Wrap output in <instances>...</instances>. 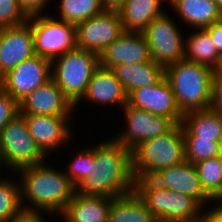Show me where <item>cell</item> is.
<instances>
[{
    "mask_svg": "<svg viewBox=\"0 0 222 222\" xmlns=\"http://www.w3.org/2000/svg\"><path fill=\"white\" fill-rule=\"evenodd\" d=\"M94 172L76 192L85 196L116 198L134 192L131 151L114 138L94 146Z\"/></svg>",
    "mask_w": 222,
    "mask_h": 222,
    "instance_id": "cell-1",
    "label": "cell"
},
{
    "mask_svg": "<svg viewBox=\"0 0 222 222\" xmlns=\"http://www.w3.org/2000/svg\"><path fill=\"white\" fill-rule=\"evenodd\" d=\"M19 114V103L0 86V133Z\"/></svg>",
    "mask_w": 222,
    "mask_h": 222,
    "instance_id": "cell-33",
    "label": "cell"
},
{
    "mask_svg": "<svg viewBox=\"0 0 222 222\" xmlns=\"http://www.w3.org/2000/svg\"><path fill=\"white\" fill-rule=\"evenodd\" d=\"M214 1L217 3L220 13L222 15V0H214Z\"/></svg>",
    "mask_w": 222,
    "mask_h": 222,
    "instance_id": "cell-40",
    "label": "cell"
},
{
    "mask_svg": "<svg viewBox=\"0 0 222 222\" xmlns=\"http://www.w3.org/2000/svg\"><path fill=\"white\" fill-rule=\"evenodd\" d=\"M163 0H125L118 8L124 32H143L149 23L162 15Z\"/></svg>",
    "mask_w": 222,
    "mask_h": 222,
    "instance_id": "cell-22",
    "label": "cell"
},
{
    "mask_svg": "<svg viewBox=\"0 0 222 222\" xmlns=\"http://www.w3.org/2000/svg\"><path fill=\"white\" fill-rule=\"evenodd\" d=\"M113 199L103 196H85L75 192L61 214L65 222H108Z\"/></svg>",
    "mask_w": 222,
    "mask_h": 222,
    "instance_id": "cell-20",
    "label": "cell"
},
{
    "mask_svg": "<svg viewBox=\"0 0 222 222\" xmlns=\"http://www.w3.org/2000/svg\"><path fill=\"white\" fill-rule=\"evenodd\" d=\"M204 29L209 33L217 51L222 56V19Z\"/></svg>",
    "mask_w": 222,
    "mask_h": 222,
    "instance_id": "cell-36",
    "label": "cell"
},
{
    "mask_svg": "<svg viewBox=\"0 0 222 222\" xmlns=\"http://www.w3.org/2000/svg\"><path fill=\"white\" fill-rule=\"evenodd\" d=\"M161 188L188 195L201 206L212 200L201 186L195 164L184 161L181 164L159 170L150 178Z\"/></svg>",
    "mask_w": 222,
    "mask_h": 222,
    "instance_id": "cell-16",
    "label": "cell"
},
{
    "mask_svg": "<svg viewBox=\"0 0 222 222\" xmlns=\"http://www.w3.org/2000/svg\"><path fill=\"white\" fill-rule=\"evenodd\" d=\"M218 71L222 74V62H221V65H220Z\"/></svg>",
    "mask_w": 222,
    "mask_h": 222,
    "instance_id": "cell-43",
    "label": "cell"
},
{
    "mask_svg": "<svg viewBox=\"0 0 222 222\" xmlns=\"http://www.w3.org/2000/svg\"><path fill=\"white\" fill-rule=\"evenodd\" d=\"M219 143H220V146H221V149H222V131H221V134H220Z\"/></svg>",
    "mask_w": 222,
    "mask_h": 222,
    "instance_id": "cell-42",
    "label": "cell"
},
{
    "mask_svg": "<svg viewBox=\"0 0 222 222\" xmlns=\"http://www.w3.org/2000/svg\"><path fill=\"white\" fill-rule=\"evenodd\" d=\"M151 60L149 45L143 32H124L99 55V65L108 69L121 64Z\"/></svg>",
    "mask_w": 222,
    "mask_h": 222,
    "instance_id": "cell-15",
    "label": "cell"
},
{
    "mask_svg": "<svg viewBox=\"0 0 222 222\" xmlns=\"http://www.w3.org/2000/svg\"><path fill=\"white\" fill-rule=\"evenodd\" d=\"M30 135L42 153L59 148L70 139L69 115H23ZM59 146V147H58Z\"/></svg>",
    "mask_w": 222,
    "mask_h": 222,
    "instance_id": "cell-17",
    "label": "cell"
},
{
    "mask_svg": "<svg viewBox=\"0 0 222 222\" xmlns=\"http://www.w3.org/2000/svg\"><path fill=\"white\" fill-rule=\"evenodd\" d=\"M169 3L189 27L202 29L222 19L214 0H169Z\"/></svg>",
    "mask_w": 222,
    "mask_h": 222,
    "instance_id": "cell-24",
    "label": "cell"
},
{
    "mask_svg": "<svg viewBox=\"0 0 222 222\" xmlns=\"http://www.w3.org/2000/svg\"><path fill=\"white\" fill-rule=\"evenodd\" d=\"M34 55L33 32L28 22L0 28V79Z\"/></svg>",
    "mask_w": 222,
    "mask_h": 222,
    "instance_id": "cell-14",
    "label": "cell"
},
{
    "mask_svg": "<svg viewBox=\"0 0 222 222\" xmlns=\"http://www.w3.org/2000/svg\"><path fill=\"white\" fill-rule=\"evenodd\" d=\"M18 171L23 174L20 184L21 203L25 197L32 205L31 208L22 206L26 213H41L42 210H45L44 213H61L76 192L66 172L52 169L44 162Z\"/></svg>",
    "mask_w": 222,
    "mask_h": 222,
    "instance_id": "cell-2",
    "label": "cell"
},
{
    "mask_svg": "<svg viewBox=\"0 0 222 222\" xmlns=\"http://www.w3.org/2000/svg\"><path fill=\"white\" fill-rule=\"evenodd\" d=\"M124 33L117 8L101 13L76 25L77 47L98 56Z\"/></svg>",
    "mask_w": 222,
    "mask_h": 222,
    "instance_id": "cell-10",
    "label": "cell"
},
{
    "mask_svg": "<svg viewBox=\"0 0 222 222\" xmlns=\"http://www.w3.org/2000/svg\"><path fill=\"white\" fill-rule=\"evenodd\" d=\"M184 139H211L218 141L222 131V114L211 108L184 114L182 119Z\"/></svg>",
    "mask_w": 222,
    "mask_h": 222,
    "instance_id": "cell-23",
    "label": "cell"
},
{
    "mask_svg": "<svg viewBox=\"0 0 222 222\" xmlns=\"http://www.w3.org/2000/svg\"><path fill=\"white\" fill-rule=\"evenodd\" d=\"M20 191L12 180H0V222H11L24 212Z\"/></svg>",
    "mask_w": 222,
    "mask_h": 222,
    "instance_id": "cell-29",
    "label": "cell"
},
{
    "mask_svg": "<svg viewBox=\"0 0 222 222\" xmlns=\"http://www.w3.org/2000/svg\"><path fill=\"white\" fill-rule=\"evenodd\" d=\"M41 213H26L23 212L20 216L13 219L11 222H44Z\"/></svg>",
    "mask_w": 222,
    "mask_h": 222,
    "instance_id": "cell-38",
    "label": "cell"
},
{
    "mask_svg": "<svg viewBox=\"0 0 222 222\" xmlns=\"http://www.w3.org/2000/svg\"><path fill=\"white\" fill-rule=\"evenodd\" d=\"M19 6L24 12L30 16L34 14H41V10L44 9L48 0H17Z\"/></svg>",
    "mask_w": 222,
    "mask_h": 222,
    "instance_id": "cell-35",
    "label": "cell"
},
{
    "mask_svg": "<svg viewBox=\"0 0 222 222\" xmlns=\"http://www.w3.org/2000/svg\"><path fill=\"white\" fill-rule=\"evenodd\" d=\"M83 99L100 105L124 106L127 104L128 95L113 70L99 65L92 74Z\"/></svg>",
    "mask_w": 222,
    "mask_h": 222,
    "instance_id": "cell-19",
    "label": "cell"
},
{
    "mask_svg": "<svg viewBox=\"0 0 222 222\" xmlns=\"http://www.w3.org/2000/svg\"><path fill=\"white\" fill-rule=\"evenodd\" d=\"M188 45L184 47V59L203 64L217 71L222 62V56L217 51L209 33L204 29L198 30L187 38Z\"/></svg>",
    "mask_w": 222,
    "mask_h": 222,
    "instance_id": "cell-25",
    "label": "cell"
},
{
    "mask_svg": "<svg viewBox=\"0 0 222 222\" xmlns=\"http://www.w3.org/2000/svg\"><path fill=\"white\" fill-rule=\"evenodd\" d=\"M28 17L17 0H0V28L20 26Z\"/></svg>",
    "mask_w": 222,
    "mask_h": 222,
    "instance_id": "cell-32",
    "label": "cell"
},
{
    "mask_svg": "<svg viewBox=\"0 0 222 222\" xmlns=\"http://www.w3.org/2000/svg\"><path fill=\"white\" fill-rule=\"evenodd\" d=\"M213 74L210 67L185 59L165 68V77L183 114L210 108Z\"/></svg>",
    "mask_w": 222,
    "mask_h": 222,
    "instance_id": "cell-3",
    "label": "cell"
},
{
    "mask_svg": "<svg viewBox=\"0 0 222 222\" xmlns=\"http://www.w3.org/2000/svg\"><path fill=\"white\" fill-rule=\"evenodd\" d=\"M107 8H118L125 0H102Z\"/></svg>",
    "mask_w": 222,
    "mask_h": 222,
    "instance_id": "cell-39",
    "label": "cell"
},
{
    "mask_svg": "<svg viewBox=\"0 0 222 222\" xmlns=\"http://www.w3.org/2000/svg\"><path fill=\"white\" fill-rule=\"evenodd\" d=\"M134 192L158 222H197L201 205L192 197L159 187L150 178L136 179ZM200 211V212H199Z\"/></svg>",
    "mask_w": 222,
    "mask_h": 222,
    "instance_id": "cell-5",
    "label": "cell"
},
{
    "mask_svg": "<svg viewBox=\"0 0 222 222\" xmlns=\"http://www.w3.org/2000/svg\"><path fill=\"white\" fill-rule=\"evenodd\" d=\"M60 5L61 20L74 25L101 13L107 8L102 0H61Z\"/></svg>",
    "mask_w": 222,
    "mask_h": 222,
    "instance_id": "cell-28",
    "label": "cell"
},
{
    "mask_svg": "<svg viewBox=\"0 0 222 222\" xmlns=\"http://www.w3.org/2000/svg\"><path fill=\"white\" fill-rule=\"evenodd\" d=\"M108 222H158L135 192L112 200Z\"/></svg>",
    "mask_w": 222,
    "mask_h": 222,
    "instance_id": "cell-26",
    "label": "cell"
},
{
    "mask_svg": "<svg viewBox=\"0 0 222 222\" xmlns=\"http://www.w3.org/2000/svg\"><path fill=\"white\" fill-rule=\"evenodd\" d=\"M123 108L128 126L114 140L130 151L146 140L165 134L174 126L169 119L149 111L131 107L128 104Z\"/></svg>",
    "mask_w": 222,
    "mask_h": 222,
    "instance_id": "cell-12",
    "label": "cell"
},
{
    "mask_svg": "<svg viewBox=\"0 0 222 222\" xmlns=\"http://www.w3.org/2000/svg\"><path fill=\"white\" fill-rule=\"evenodd\" d=\"M74 106L51 78L19 102L22 115H70Z\"/></svg>",
    "mask_w": 222,
    "mask_h": 222,
    "instance_id": "cell-18",
    "label": "cell"
},
{
    "mask_svg": "<svg viewBox=\"0 0 222 222\" xmlns=\"http://www.w3.org/2000/svg\"><path fill=\"white\" fill-rule=\"evenodd\" d=\"M210 108L222 114V74L218 70L212 77Z\"/></svg>",
    "mask_w": 222,
    "mask_h": 222,
    "instance_id": "cell-34",
    "label": "cell"
},
{
    "mask_svg": "<svg viewBox=\"0 0 222 222\" xmlns=\"http://www.w3.org/2000/svg\"><path fill=\"white\" fill-rule=\"evenodd\" d=\"M112 70L127 95L136 89L156 84L165 75V69L153 60L144 63L121 64L113 67Z\"/></svg>",
    "mask_w": 222,
    "mask_h": 222,
    "instance_id": "cell-21",
    "label": "cell"
},
{
    "mask_svg": "<svg viewBox=\"0 0 222 222\" xmlns=\"http://www.w3.org/2000/svg\"><path fill=\"white\" fill-rule=\"evenodd\" d=\"M70 164V173L66 172V175L77 188L97 168L94 164V147L80 151Z\"/></svg>",
    "mask_w": 222,
    "mask_h": 222,
    "instance_id": "cell-31",
    "label": "cell"
},
{
    "mask_svg": "<svg viewBox=\"0 0 222 222\" xmlns=\"http://www.w3.org/2000/svg\"><path fill=\"white\" fill-rule=\"evenodd\" d=\"M51 61L34 55L0 79V86L18 103L52 78Z\"/></svg>",
    "mask_w": 222,
    "mask_h": 222,
    "instance_id": "cell-11",
    "label": "cell"
},
{
    "mask_svg": "<svg viewBox=\"0 0 222 222\" xmlns=\"http://www.w3.org/2000/svg\"><path fill=\"white\" fill-rule=\"evenodd\" d=\"M220 205L216 206L217 208H213L212 211L205 212L203 214V219L206 222H222V200H220Z\"/></svg>",
    "mask_w": 222,
    "mask_h": 222,
    "instance_id": "cell-37",
    "label": "cell"
},
{
    "mask_svg": "<svg viewBox=\"0 0 222 222\" xmlns=\"http://www.w3.org/2000/svg\"><path fill=\"white\" fill-rule=\"evenodd\" d=\"M197 222H206L204 219L200 220V221H197Z\"/></svg>",
    "mask_w": 222,
    "mask_h": 222,
    "instance_id": "cell-44",
    "label": "cell"
},
{
    "mask_svg": "<svg viewBox=\"0 0 222 222\" xmlns=\"http://www.w3.org/2000/svg\"><path fill=\"white\" fill-rule=\"evenodd\" d=\"M0 150L4 164L17 171L41 164L46 159L30 135L25 118L20 113L1 130Z\"/></svg>",
    "mask_w": 222,
    "mask_h": 222,
    "instance_id": "cell-8",
    "label": "cell"
},
{
    "mask_svg": "<svg viewBox=\"0 0 222 222\" xmlns=\"http://www.w3.org/2000/svg\"><path fill=\"white\" fill-rule=\"evenodd\" d=\"M185 160L191 164L221 156V146L211 139H184Z\"/></svg>",
    "mask_w": 222,
    "mask_h": 222,
    "instance_id": "cell-30",
    "label": "cell"
},
{
    "mask_svg": "<svg viewBox=\"0 0 222 222\" xmlns=\"http://www.w3.org/2000/svg\"><path fill=\"white\" fill-rule=\"evenodd\" d=\"M127 104L165 117L174 125L181 124L184 116L165 75L152 86L132 91L128 95Z\"/></svg>",
    "mask_w": 222,
    "mask_h": 222,
    "instance_id": "cell-13",
    "label": "cell"
},
{
    "mask_svg": "<svg viewBox=\"0 0 222 222\" xmlns=\"http://www.w3.org/2000/svg\"><path fill=\"white\" fill-rule=\"evenodd\" d=\"M174 21L164 12L152 20L143 31L151 59L164 69L184 59V39Z\"/></svg>",
    "mask_w": 222,
    "mask_h": 222,
    "instance_id": "cell-9",
    "label": "cell"
},
{
    "mask_svg": "<svg viewBox=\"0 0 222 222\" xmlns=\"http://www.w3.org/2000/svg\"><path fill=\"white\" fill-rule=\"evenodd\" d=\"M33 32L35 55L54 61L77 47L76 25L48 16L34 14L27 21Z\"/></svg>",
    "mask_w": 222,
    "mask_h": 222,
    "instance_id": "cell-7",
    "label": "cell"
},
{
    "mask_svg": "<svg viewBox=\"0 0 222 222\" xmlns=\"http://www.w3.org/2000/svg\"><path fill=\"white\" fill-rule=\"evenodd\" d=\"M3 163H4V161H3L1 150H0V167H1V165H3Z\"/></svg>",
    "mask_w": 222,
    "mask_h": 222,
    "instance_id": "cell-41",
    "label": "cell"
},
{
    "mask_svg": "<svg viewBox=\"0 0 222 222\" xmlns=\"http://www.w3.org/2000/svg\"><path fill=\"white\" fill-rule=\"evenodd\" d=\"M134 180L151 178L164 168L185 161L182 125L176 124L165 134L140 143L131 151Z\"/></svg>",
    "mask_w": 222,
    "mask_h": 222,
    "instance_id": "cell-4",
    "label": "cell"
},
{
    "mask_svg": "<svg viewBox=\"0 0 222 222\" xmlns=\"http://www.w3.org/2000/svg\"><path fill=\"white\" fill-rule=\"evenodd\" d=\"M51 66H54L51 68L52 79L75 107L85 95L92 74L99 66V56L76 47L57 57Z\"/></svg>",
    "mask_w": 222,
    "mask_h": 222,
    "instance_id": "cell-6",
    "label": "cell"
},
{
    "mask_svg": "<svg viewBox=\"0 0 222 222\" xmlns=\"http://www.w3.org/2000/svg\"><path fill=\"white\" fill-rule=\"evenodd\" d=\"M200 183L212 201L222 200V157L217 156L195 164Z\"/></svg>",
    "mask_w": 222,
    "mask_h": 222,
    "instance_id": "cell-27",
    "label": "cell"
}]
</instances>
